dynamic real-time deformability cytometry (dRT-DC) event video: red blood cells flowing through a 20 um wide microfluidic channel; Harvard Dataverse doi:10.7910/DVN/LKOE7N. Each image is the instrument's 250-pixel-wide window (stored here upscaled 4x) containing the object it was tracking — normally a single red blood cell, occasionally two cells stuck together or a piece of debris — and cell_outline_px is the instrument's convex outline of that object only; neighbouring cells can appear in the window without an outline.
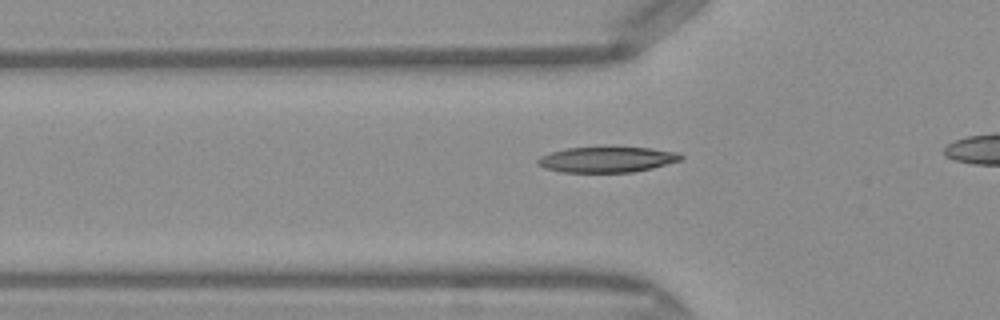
{"species": "Egyptian fruit bat (a non-hibernating species)", "species_latin": "Rousettus aegyptiacus", "temperature_condition": "warm", "stored_images_in_passage": 27, "camera_frame_rate_fps": 3000, "um_per_image_px": 0.085, "frame": {"image": 1, "passage_image": 3, "time_ms": 0.667, "image_size_px": [1000, 320], "cell_outline_px": [[684, 160], [652, 168], [632, 172], [560, 172], [544, 168], [536, 164], [536, 160], [540, 156], [552, 152], [568, 148], [652, 148], [680, 152], [684, 156]], "centroid_in_image_um": [51.63, 13.57], "position_along_channel_um": 74.2, "area_um2": 21.33}}
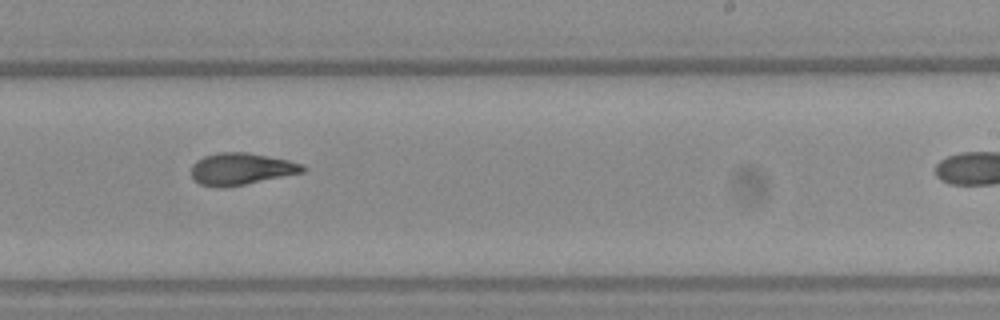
{"frame": {"image": 2, "passage_image": 17, "time_ms": 5.333, "image_size_px": [1000, 320], "cell_outline_px": [[304, 172], [224, 188], [216, 188], [200, 184], [192, 176], [192, 164], [196, 160], [204, 156], [220, 152], [244, 152], [288, 160], [304, 164]], "centroid_in_image_um": [20.47, 14.36], "position_along_channel_um": 268.5, "area_um2": 20.52}}
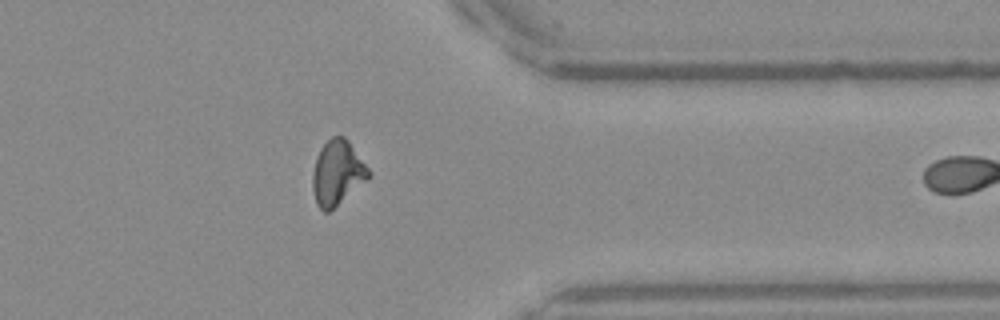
{"frame": {"image": 3, "passage_image": 26, "time_ms": 8.333, "image_size_px": [1000, 320], "cell_outline_px": [[372, 176], [368, 180], [328, 212], [324, 212], [316, 204], [312, 188], [312, 172], [316, 156], [320, 148], [332, 136], [344, 136], [348, 140], [372, 172]], "centroid_in_image_um": [28.68, 14.69], "position_along_channel_um": 382.7, "area_um2": 21.33}}